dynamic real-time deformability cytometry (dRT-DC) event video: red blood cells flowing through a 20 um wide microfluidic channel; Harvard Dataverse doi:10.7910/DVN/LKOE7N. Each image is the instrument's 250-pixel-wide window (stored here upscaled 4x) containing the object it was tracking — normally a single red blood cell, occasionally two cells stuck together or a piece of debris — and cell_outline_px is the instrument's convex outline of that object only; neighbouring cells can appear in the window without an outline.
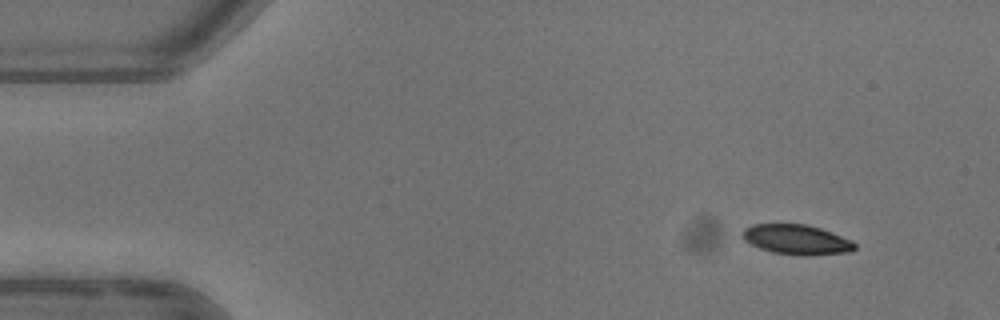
{"species": "common noctule bat (a hibernating species)", "species_latin": "Nyctalus noctula", "temperature_condition": "warm", "stored_images_in_passage": 3, "camera_frame_rate_fps": 3000, "um_per_image_px": 0.085, "animal": {"sex": "female"}, "frame": {"image": 1, "passage_image": 1, "time_ms": 0.0, "image_size_px": [1000, 320], "cell_outline_px": [[856, 248], [852, 252], [808, 256], [800, 256], [772, 252], [760, 248], [744, 240], [744, 228], [752, 224], [808, 224], [820, 228], [852, 240], [856, 244]], "centroid_in_image_um": [67.76, 20.37], "position_along_channel_um": 17.2, "area_um2": 19.65}}
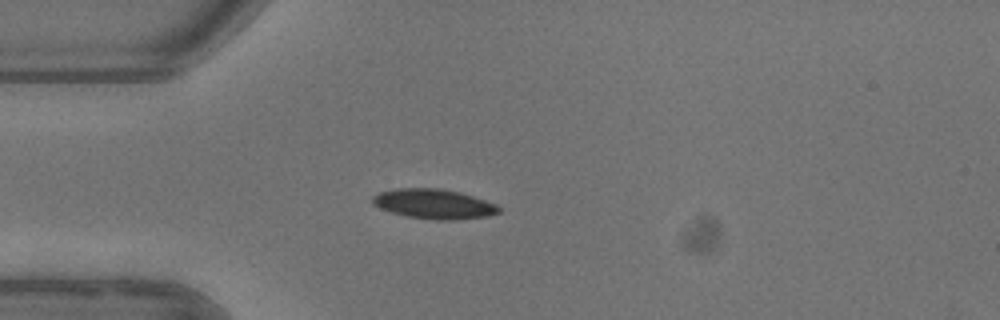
{"frame": {"image": 2, "passage_image": 3, "time_ms": 3.0, "image_size_px": [1000, 320], "cell_outline_px": [[500, 212], [488, 216], [456, 220], [436, 220], [408, 216], [392, 212], [380, 208], [372, 204], [372, 196], [380, 192], [396, 188], [440, 188], [460, 192], [496, 204], [500, 208]], "centroid_in_image_um": [36.88, 17.33], "position_along_channel_um": 48.1, "area_um2": 21.85}}